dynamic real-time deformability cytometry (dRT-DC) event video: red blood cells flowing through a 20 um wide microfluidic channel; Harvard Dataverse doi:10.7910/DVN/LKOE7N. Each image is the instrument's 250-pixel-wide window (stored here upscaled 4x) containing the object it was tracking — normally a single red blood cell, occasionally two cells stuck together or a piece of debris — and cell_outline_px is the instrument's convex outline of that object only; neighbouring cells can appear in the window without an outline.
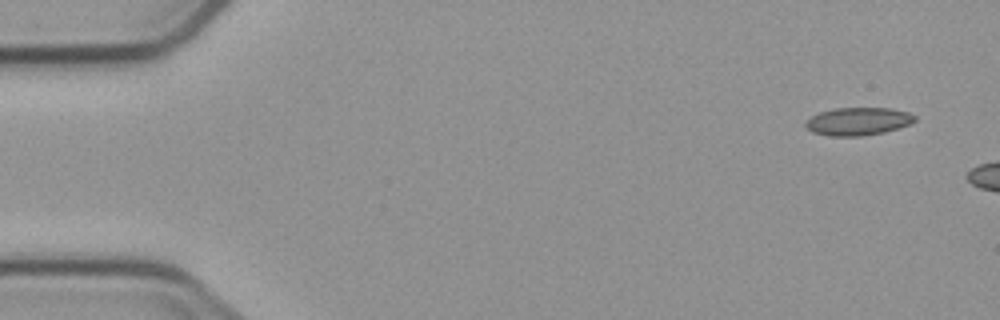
{"species": "common noctule bat (a hibernating species)", "species_latin": "Nyctalus noctula", "temperature_condition": "cold", "stored_images_in_passage": 3, "camera_frame_rate_fps": 3000, "um_per_image_px": 0.085, "animal": {"sex": "male", "body_mass_g": 23.1, "forearm_length_mm": 52.7}, "frame": {"image": 1, "passage_image": 1, "time_ms": 0.0, "image_size_px": [1000, 320], "cell_outline_px": [[916, 120], [912, 124], [884, 132], [860, 136], [828, 136], [812, 132], [804, 124], [812, 116], [820, 112], [836, 108], [892, 108], [908, 112], [916, 116]], "centroid_in_image_um": [72.97, 10.32], "position_along_channel_um": 12.0, "area_um2": 17.74}}